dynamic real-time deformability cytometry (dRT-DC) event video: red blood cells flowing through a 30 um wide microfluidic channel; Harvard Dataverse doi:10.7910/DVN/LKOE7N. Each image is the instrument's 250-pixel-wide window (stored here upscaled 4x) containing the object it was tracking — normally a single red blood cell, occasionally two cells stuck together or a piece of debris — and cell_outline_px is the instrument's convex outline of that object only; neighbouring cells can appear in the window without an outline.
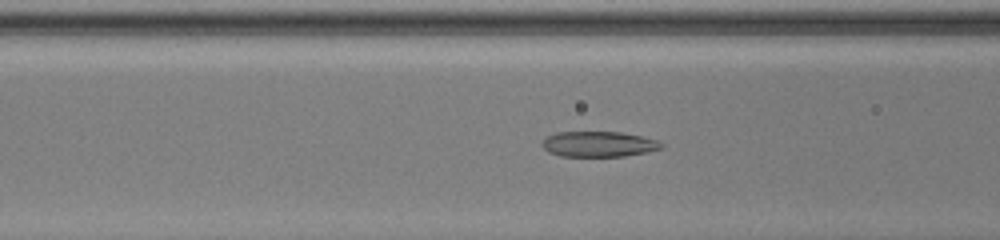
{"species": "common noctule bat (a hibernating species)", "species_latin": "Nyctalus noctula", "temperature_condition": "warm", "stored_images_in_passage": 50, "camera_frame_rate_fps": 3000, "um_per_image_px": 0.085, "animal": {"sex": "female", "body_mass_g": 20.0, "forearm_length_mm": 54.0}, "frame": {"image": 1, "passage_image": 21, "time_ms": 6.667, "image_size_px": [1000, 240], "cell_outline_px": [[664, 148], [648, 152], [624, 156], [560, 156], [548, 152], [540, 144], [548, 136], [556, 132], [620, 132], [640, 136], [656, 140], [664, 144]], "centroid_in_image_um": [50.89, 12.25], "position_along_channel_um": 115.7, "area_um2": 17.69}}
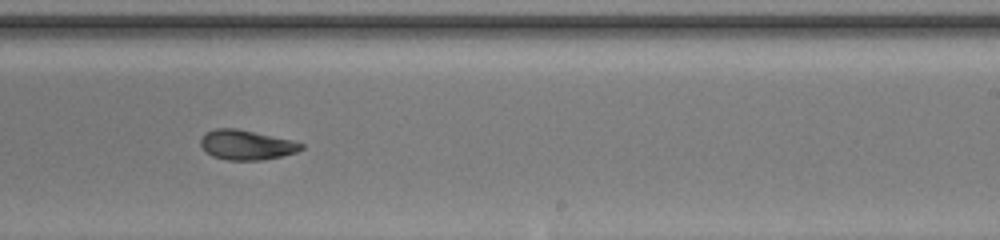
{"frame": {"image": 2, "passage_image": 32, "time_ms": 10.333, "image_size_px": [1000, 240], "cell_outline_px": [[304, 148], [296, 152], [264, 160], [228, 160], [212, 156], [204, 152], [200, 144], [200, 140], [204, 132], [216, 128], [236, 128], [292, 140], [304, 144]], "centroid_in_image_um": [20.9, 12.31], "position_along_channel_um": 268.1, "area_um2": 17.57}}
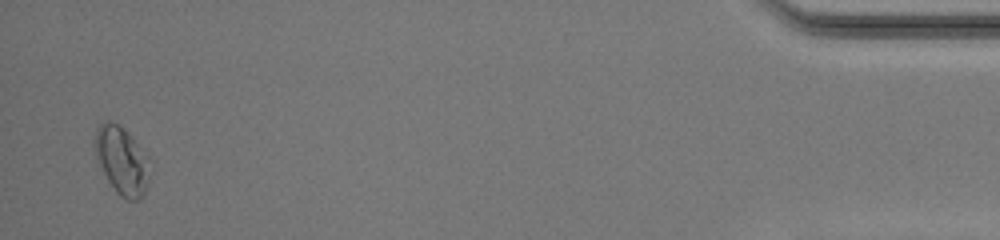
{"frame": {"image": 3, "passage_image": 49, "time_ms": 16.0, "image_size_px": [1000, 240], "cell_outline_px": [[152, 160], [148, 180], [144, 192], [136, 200], [128, 200], [120, 196], [116, 192], [108, 180], [96, 160], [92, 144], [96, 132], [100, 124], [104, 120], [108, 120], [120, 124]], "centroid_in_image_um": [10.34, 13.61], "position_along_channel_um": 424.9, "area_um2": 22.02}, "authors_computed_cell_mechanics": {"area_um2": 19.074, "velocity_mm_per_s": 4.1605, "shape_relaxation_time_tau1_ms": 4.2833, "shape_relaxation_time_tau2_ms": 2.4707, "deformation_change_tau1": 0.1599, "deformation_change_tau2": 0.0777}}